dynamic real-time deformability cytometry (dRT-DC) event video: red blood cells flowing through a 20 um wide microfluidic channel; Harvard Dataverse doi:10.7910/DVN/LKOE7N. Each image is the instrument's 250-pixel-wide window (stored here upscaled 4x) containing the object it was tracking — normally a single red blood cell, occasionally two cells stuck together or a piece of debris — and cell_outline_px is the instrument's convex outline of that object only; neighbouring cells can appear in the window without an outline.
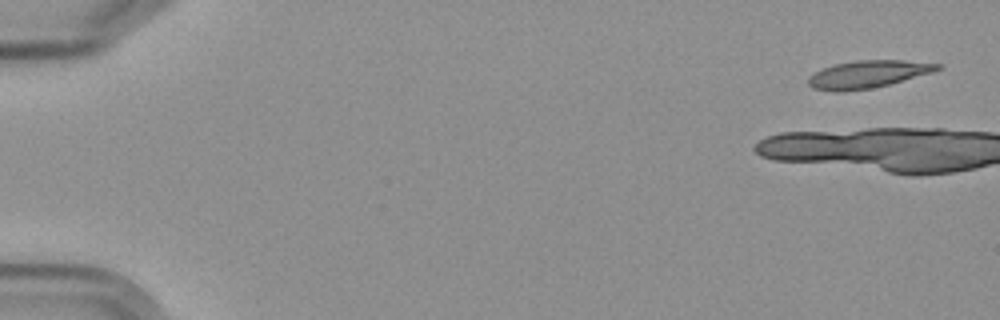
{"species": "Egyptian fruit bat (a non-hibernating species)", "species_latin": "Rousettus aegyptiacus", "temperature_condition": "cold", "stored_images_in_passage": 9, "camera_frame_rate_fps": 3000, "um_per_image_px": 0.085, "frame": {"image": 1, "passage_image": 1, "time_ms": 0.0, "image_size_px": [1000, 320], "cell_outline_px": [[944, 68], [932, 72], [888, 84], [872, 88], [844, 92], [836, 92], [812, 88], [808, 84], [808, 76], [832, 64], [856, 60], [904, 60], [944, 64]], "centroid_in_image_um": [73.77, 6.3], "position_along_channel_um": 11.2, "area_um2": 20.81}}